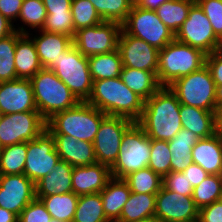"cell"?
Returning <instances> with one entry per match:
<instances>
[{"mask_svg": "<svg viewBox=\"0 0 222 222\" xmlns=\"http://www.w3.org/2000/svg\"><path fill=\"white\" fill-rule=\"evenodd\" d=\"M183 174L187 176L189 184H191L193 188L198 186L205 178L209 176L205 170L195 163L190 164L183 171Z\"/></svg>", "mask_w": 222, "mask_h": 222, "instance_id": "49", "label": "cell"}, {"mask_svg": "<svg viewBox=\"0 0 222 222\" xmlns=\"http://www.w3.org/2000/svg\"><path fill=\"white\" fill-rule=\"evenodd\" d=\"M148 167L162 178L171 172V152L168 141L151 139V156Z\"/></svg>", "mask_w": 222, "mask_h": 222, "instance_id": "40", "label": "cell"}, {"mask_svg": "<svg viewBox=\"0 0 222 222\" xmlns=\"http://www.w3.org/2000/svg\"><path fill=\"white\" fill-rule=\"evenodd\" d=\"M155 216L164 222H198L199 208L192 196L177 194L162 186L156 194Z\"/></svg>", "mask_w": 222, "mask_h": 222, "instance_id": "16", "label": "cell"}, {"mask_svg": "<svg viewBox=\"0 0 222 222\" xmlns=\"http://www.w3.org/2000/svg\"><path fill=\"white\" fill-rule=\"evenodd\" d=\"M198 222H222V201L200 208Z\"/></svg>", "mask_w": 222, "mask_h": 222, "instance_id": "47", "label": "cell"}, {"mask_svg": "<svg viewBox=\"0 0 222 222\" xmlns=\"http://www.w3.org/2000/svg\"><path fill=\"white\" fill-rule=\"evenodd\" d=\"M195 0H169L162 4L156 13L160 20L175 35L188 17V12Z\"/></svg>", "mask_w": 222, "mask_h": 222, "instance_id": "33", "label": "cell"}, {"mask_svg": "<svg viewBox=\"0 0 222 222\" xmlns=\"http://www.w3.org/2000/svg\"><path fill=\"white\" fill-rule=\"evenodd\" d=\"M47 13H72V0H42Z\"/></svg>", "mask_w": 222, "mask_h": 222, "instance_id": "50", "label": "cell"}, {"mask_svg": "<svg viewBox=\"0 0 222 222\" xmlns=\"http://www.w3.org/2000/svg\"><path fill=\"white\" fill-rule=\"evenodd\" d=\"M198 140L194 133L182 128L173 139L168 141L172 172H183L193 163L191 152Z\"/></svg>", "mask_w": 222, "mask_h": 222, "instance_id": "27", "label": "cell"}, {"mask_svg": "<svg viewBox=\"0 0 222 222\" xmlns=\"http://www.w3.org/2000/svg\"><path fill=\"white\" fill-rule=\"evenodd\" d=\"M103 21H114L122 24L131 11L128 0H89Z\"/></svg>", "mask_w": 222, "mask_h": 222, "instance_id": "38", "label": "cell"}, {"mask_svg": "<svg viewBox=\"0 0 222 222\" xmlns=\"http://www.w3.org/2000/svg\"><path fill=\"white\" fill-rule=\"evenodd\" d=\"M73 166L60 160L52 172L39 180L36 184V197L72 192Z\"/></svg>", "mask_w": 222, "mask_h": 222, "instance_id": "22", "label": "cell"}, {"mask_svg": "<svg viewBox=\"0 0 222 222\" xmlns=\"http://www.w3.org/2000/svg\"><path fill=\"white\" fill-rule=\"evenodd\" d=\"M71 12L74 32L103 22L94 5L89 0H72Z\"/></svg>", "mask_w": 222, "mask_h": 222, "instance_id": "39", "label": "cell"}, {"mask_svg": "<svg viewBox=\"0 0 222 222\" xmlns=\"http://www.w3.org/2000/svg\"><path fill=\"white\" fill-rule=\"evenodd\" d=\"M215 120H216V133L222 135V105H220L215 112Z\"/></svg>", "mask_w": 222, "mask_h": 222, "instance_id": "54", "label": "cell"}, {"mask_svg": "<svg viewBox=\"0 0 222 222\" xmlns=\"http://www.w3.org/2000/svg\"><path fill=\"white\" fill-rule=\"evenodd\" d=\"M111 178V169L107 165L95 163L75 166L72 172V192L78 196L100 193Z\"/></svg>", "mask_w": 222, "mask_h": 222, "instance_id": "19", "label": "cell"}, {"mask_svg": "<svg viewBox=\"0 0 222 222\" xmlns=\"http://www.w3.org/2000/svg\"><path fill=\"white\" fill-rule=\"evenodd\" d=\"M215 112L180 104L182 128L191 131L199 139L212 137L216 134Z\"/></svg>", "mask_w": 222, "mask_h": 222, "instance_id": "23", "label": "cell"}, {"mask_svg": "<svg viewBox=\"0 0 222 222\" xmlns=\"http://www.w3.org/2000/svg\"><path fill=\"white\" fill-rule=\"evenodd\" d=\"M22 4L23 0H0V13L12 22L19 17Z\"/></svg>", "mask_w": 222, "mask_h": 222, "instance_id": "48", "label": "cell"}, {"mask_svg": "<svg viewBox=\"0 0 222 222\" xmlns=\"http://www.w3.org/2000/svg\"><path fill=\"white\" fill-rule=\"evenodd\" d=\"M138 222H164L156 216L145 218L144 220H140Z\"/></svg>", "mask_w": 222, "mask_h": 222, "instance_id": "56", "label": "cell"}, {"mask_svg": "<svg viewBox=\"0 0 222 222\" xmlns=\"http://www.w3.org/2000/svg\"><path fill=\"white\" fill-rule=\"evenodd\" d=\"M30 34H23L16 42L15 70L18 79H31L43 67Z\"/></svg>", "mask_w": 222, "mask_h": 222, "instance_id": "26", "label": "cell"}, {"mask_svg": "<svg viewBox=\"0 0 222 222\" xmlns=\"http://www.w3.org/2000/svg\"><path fill=\"white\" fill-rule=\"evenodd\" d=\"M202 50L187 44L171 41L159 51L157 79L161 86H169L176 79L198 71L206 65Z\"/></svg>", "mask_w": 222, "mask_h": 222, "instance_id": "5", "label": "cell"}, {"mask_svg": "<svg viewBox=\"0 0 222 222\" xmlns=\"http://www.w3.org/2000/svg\"><path fill=\"white\" fill-rule=\"evenodd\" d=\"M137 123L150 139L170 141L182 129L180 102L169 86H162L145 101Z\"/></svg>", "mask_w": 222, "mask_h": 222, "instance_id": "1", "label": "cell"}, {"mask_svg": "<svg viewBox=\"0 0 222 222\" xmlns=\"http://www.w3.org/2000/svg\"><path fill=\"white\" fill-rule=\"evenodd\" d=\"M90 105L109 116H120L137 122L145 101L129 89L120 77L93 81Z\"/></svg>", "mask_w": 222, "mask_h": 222, "instance_id": "2", "label": "cell"}, {"mask_svg": "<svg viewBox=\"0 0 222 222\" xmlns=\"http://www.w3.org/2000/svg\"><path fill=\"white\" fill-rule=\"evenodd\" d=\"M134 123L131 119L107 115L101 122L93 141L97 163L111 167L118 156L122 137Z\"/></svg>", "mask_w": 222, "mask_h": 222, "instance_id": "14", "label": "cell"}, {"mask_svg": "<svg viewBox=\"0 0 222 222\" xmlns=\"http://www.w3.org/2000/svg\"><path fill=\"white\" fill-rule=\"evenodd\" d=\"M47 69L52 70L80 102L88 101L93 88L88 59L73 43Z\"/></svg>", "mask_w": 222, "mask_h": 222, "instance_id": "7", "label": "cell"}, {"mask_svg": "<svg viewBox=\"0 0 222 222\" xmlns=\"http://www.w3.org/2000/svg\"><path fill=\"white\" fill-rule=\"evenodd\" d=\"M175 40L211 54L221 49L222 41L215 35L212 24L195 1L188 12L187 19L175 34Z\"/></svg>", "mask_w": 222, "mask_h": 222, "instance_id": "10", "label": "cell"}, {"mask_svg": "<svg viewBox=\"0 0 222 222\" xmlns=\"http://www.w3.org/2000/svg\"><path fill=\"white\" fill-rule=\"evenodd\" d=\"M30 82L37 111L46 121L54 114L72 108L80 102L68 86L47 68H42Z\"/></svg>", "mask_w": 222, "mask_h": 222, "instance_id": "4", "label": "cell"}, {"mask_svg": "<svg viewBox=\"0 0 222 222\" xmlns=\"http://www.w3.org/2000/svg\"><path fill=\"white\" fill-rule=\"evenodd\" d=\"M168 1L169 0H141L137 7L156 11L162 4Z\"/></svg>", "mask_w": 222, "mask_h": 222, "instance_id": "52", "label": "cell"}, {"mask_svg": "<svg viewBox=\"0 0 222 222\" xmlns=\"http://www.w3.org/2000/svg\"><path fill=\"white\" fill-rule=\"evenodd\" d=\"M0 222H18V216L7 209L0 207Z\"/></svg>", "mask_w": 222, "mask_h": 222, "instance_id": "53", "label": "cell"}, {"mask_svg": "<svg viewBox=\"0 0 222 222\" xmlns=\"http://www.w3.org/2000/svg\"><path fill=\"white\" fill-rule=\"evenodd\" d=\"M122 24L103 21L100 24L78 29L72 39L78 51L87 57L113 52L118 47Z\"/></svg>", "mask_w": 222, "mask_h": 222, "instance_id": "12", "label": "cell"}, {"mask_svg": "<svg viewBox=\"0 0 222 222\" xmlns=\"http://www.w3.org/2000/svg\"><path fill=\"white\" fill-rule=\"evenodd\" d=\"M122 30L159 50L175 39V35L163 24L156 11L137 6H132L126 20L122 23Z\"/></svg>", "mask_w": 222, "mask_h": 222, "instance_id": "9", "label": "cell"}, {"mask_svg": "<svg viewBox=\"0 0 222 222\" xmlns=\"http://www.w3.org/2000/svg\"><path fill=\"white\" fill-rule=\"evenodd\" d=\"M16 31L13 23L0 13V39L5 38Z\"/></svg>", "mask_w": 222, "mask_h": 222, "instance_id": "51", "label": "cell"}, {"mask_svg": "<svg viewBox=\"0 0 222 222\" xmlns=\"http://www.w3.org/2000/svg\"><path fill=\"white\" fill-rule=\"evenodd\" d=\"M222 196V176L209 175L198 186L193 188L192 199L200 209L220 200Z\"/></svg>", "mask_w": 222, "mask_h": 222, "instance_id": "37", "label": "cell"}, {"mask_svg": "<svg viewBox=\"0 0 222 222\" xmlns=\"http://www.w3.org/2000/svg\"><path fill=\"white\" fill-rule=\"evenodd\" d=\"M47 129V121L38 111L0 115L2 147L34 140Z\"/></svg>", "mask_w": 222, "mask_h": 222, "instance_id": "11", "label": "cell"}, {"mask_svg": "<svg viewBox=\"0 0 222 222\" xmlns=\"http://www.w3.org/2000/svg\"><path fill=\"white\" fill-rule=\"evenodd\" d=\"M163 187L184 196H192L193 187L183 172H170L163 177Z\"/></svg>", "mask_w": 222, "mask_h": 222, "instance_id": "45", "label": "cell"}, {"mask_svg": "<svg viewBox=\"0 0 222 222\" xmlns=\"http://www.w3.org/2000/svg\"><path fill=\"white\" fill-rule=\"evenodd\" d=\"M42 30L50 33L65 34L73 39L75 32L72 13H47Z\"/></svg>", "mask_w": 222, "mask_h": 222, "instance_id": "42", "label": "cell"}, {"mask_svg": "<svg viewBox=\"0 0 222 222\" xmlns=\"http://www.w3.org/2000/svg\"><path fill=\"white\" fill-rule=\"evenodd\" d=\"M37 111L30 79L0 82V115Z\"/></svg>", "mask_w": 222, "mask_h": 222, "instance_id": "18", "label": "cell"}, {"mask_svg": "<svg viewBox=\"0 0 222 222\" xmlns=\"http://www.w3.org/2000/svg\"><path fill=\"white\" fill-rule=\"evenodd\" d=\"M27 142L3 147L0 152V169L3 175L24 174Z\"/></svg>", "mask_w": 222, "mask_h": 222, "instance_id": "36", "label": "cell"}, {"mask_svg": "<svg viewBox=\"0 0 222 222\" xmlns=\"http://www.w3.org/2000/svg\"><path fill=\"white\" fill-rule=\"evenodd\" d=\"M35 198V183L24 174L3 175L0 183V207L19 217L23 209Z\"/></svg>", "mask_w": 222, "mask_h": 222, "instance_id": "17", "label": "cell"}, {"mask_svg": "<svg viewBox=\"0 0 222 222\" xmlns=\"http://www.w3.org/2000/svg\"><path fill=\"white\" fill-rule=\"evenodd\" d=\"M169 88L176 94L180 104L216 111V86L206 65L176 79Z\"/></svg>", "mask_w": 222, "mask_h": 222, "instance_id": "8", "label": "cell"}, {"mask_svg": "<svg viewBox=\"0 0 222 222\" xmlns=\"http://www.w3.org/2000/svg\"><path fill=\"white\" fill-rule=\"evenodd\" d=\"M206 66L209 68L215 86L222 85V50H215L206 56Z\"/></svg>", "mask_w": 222, "mask_h": 222, "instance_id": "46", "label": "cell"}, {"mask_svg": "<svg viewBox=\"0 0 222 222\" xmlns=\"http://www.w3.org/2000/svg\"><path fill=\"white\" fill-rule=\"evenodd\" d=\"M2 177H3V173H2V171L0 169V183H1Z\"/></svg>", "mask_w": 222, "mask_h": 222, "instance_id": "59", "label": "cell"}, {"mask_svg": "<svg viewBox=\"0 0 222 222\" xmlns=\"http://www.w3.org/2000/svg\"><path fill=\"white\" fill-rule=\"evenodd\" d=\"M156 194L133 193L122 208L120 218L116 222H138L155 216Z\"/></svg>", "mask_w": 222, "mask_h": 222, "instance_id": "29", "label": "cell"}, {"mask_svg": "<svg viewBox=\"0 0 222 222\" xmlns=\"http://www.w3.org/2000/svg\"><path fill=\"white\" fill-rule=\"evenodd\" d=\"M50 222H66V221H62V220L52 218Z\"/></svg>", "mask_w": 222, "mask_h": 222, "instance_id": "58", "label": "cell"}, {"mask_svg": "<svg viewBox=\"0 0 222 222\" xmlns=\"http://www.w3.org/2000/svg\"><path fill=\"white\" fill-rule=\"evenodd\" d=\"M52 216L40 199L35 198L21 212L18 222H50Z\"/></svg>", "mask_w": 222, "mask_h": 222, "instance_id": "44", "label": "cell"}, {"mask_svg": "<svg viewBox=\"0 0 222 222\" xmlns=\"http://www.w3.org/2000/svg\"><path fill=\"white\" fill-rule=\"evenodd\" d=\"M150 156L151 139L134 122L123 134L117 159L110 167L112 177L124 179L130 173L148 167Z\"/></svg>", "mask_w": 222, "mask_h": 222, "instance_id": "6", "label": "cell"}, {"mask_svg": "<svg viewBox=\"0 0 222 222\" xmlns=\"http://www.w3.org/2000/svg\"><path fill=\"white\" fill-rule=\"evenodd\" d=\"M45 205L46 210L54 219L72 222L79 196L73 192L36 197Z\"/></svg>", "mask_w": 222, "mask_h": 222, "instance_id": "32", "label": "cell"}, {"mask_svg": "<svg viewBox=\"0 0 222 222\" xmlns=\"http://www.w3.org/2000/svg\"><path fill=\"white\" fill-rule=\"evenodd\" d=\"M123 67L151 71L157 75L159 49L121 30L117 47Z\"/></svg>", "mask_w": 222, "mask_h": 222, "instance_id": "15", "label": "cell"}, {"mask_svg": "<svg viewBox=\"0 0 222 222\" xmlns=\"http://www.w3.org/2000/svg\"><path fill=\"white\" fill-rule=\"evenodd\" d=\"M193 163L198 164L209 175L222 176V135L214 134L201 138L191 152Z\"/></svg>", "mask_w": 222, "mask_h": 222, "instance_id": "21", "label": "cell"}, {"mask_svg": "<svg viewBox=\"0 0 222 222\" xmlns=\"http://www.w3.org/2000/svg\"><path fill=\"white\" fill-rule=\"evenodd\" d=\"M2 149H3V147H2V145H1V143H0V152H1Z\"/></svg>", "mask_w": 222, "mask_h": 222, "instance_id": "60", "label": "cell"}, {"mask_svg": "<svg viewBox=\"0 0 222 222\" xmlns=\"http://www.w3.org/2000/svg\"><path fill=\"white\" fill-rule=\"evenodd\" d=\"M141 0H128L132 6H137Z\"/></svg>", "mask_w": 222, "mask_h": 222, "instance_id": "57", "label": "cell"}, {"mask_svg": "<svg viewBox=\"0 0 222 222\" xmlns=\"http://www.w3.org/2000/svg\"><path fill=\"white\" fill-rule=\"evenodd\" d=\"M18 29L11 35L0 39V82L18 79L15 70L16 42L23 34H28L25 28Z\"/></svg>", "mask_w": 222, "mask_h": 222, "instance_id": "31", "label": "cell"}, {"mask_svg": "<svg viewBox=\"0 0 222 222\" xmlns=\"http://www.w3.org/2000/svg\"><path fill=\"white\" fill-rule=\"evenodd\" d=\"M55 139V148L60 160L71 166H86L97 163L93 143L76 140L72 136L52 135Z\"/></svg>", "mask_w": 222, "mask_h": 222, "instance_id": "20", "label": "cell"}, {"mask_svg": "<svg viewBox=\"0 0 222 222\" xmlns=\"http://www.w3.org/2000/svg\"><path fill=\"white\" fill-rule=\"evenodd\" d=\"M59 161L55 139L46 129L40 136L27 142L24 175L36 184L52 172Z\"/></svg>", "mask_w": 222, "mask_h": 222, "instance_id": "13", "label": "cell"}, {"mask_svg": "<svg viewBox=\"0 0 222 222\" xmlns=\"http://www.w3.org/2000/svg\"><path fill=\"white\" fill-rule=\"evenodd\" d=\"M120 78L129 89L144 101L148 100L162 87L158 82L156 74L151 71L122 67Z\"/></svg>", "mask_w": 222, "mask_h": 222, "instance_id": "28", "label": "cell"}, {"mask_svg": "<svg viewBox=\"0 0 222 222\" xmlns=\"http://www.w3.org/2000/svg\"><path fill=\"white\" fill-rule=\"evenodd\" d=\"M93 81L120 77L122 60L118 49L87 57Z\"/></svg>", "mask_w": 222, "mask_h": 222, "instance_id": "30", "label": "cell"}, {"mask_svg": "<svg viewBox=\"0 0 222 222\" xmlns=\"http://www.w3.org/2000/svg\"><path fill=\"white\" fill-rule=\"evenodd\" d=\"M222 105V85L216 86V109Z\"/></svg>", "mask_w": 222, "mask_h": 222, "instance_id": "55", "label": "cell"}, {"mask_svg": "<svg viewBox=\"0 0 222 222\" xmlns=\"http://www.w3.org/2000/svg\"><path fill=\"white\" fill-rule=\"evenodd\" d=\"M131 190L124 179L112 177L100 192L102 205L107 219L116 222L121 215L124 204L128 201Z\"/></svg>", "mask_w": 222, "mask_h": 222, "instance_id": "24", "label": "cell"}, {"mask_svg": "<svg viewBox=\"0 0 222 222\" xmlns=\"http://www.w3.org/2000/svg\"><path fill=\"white\" fill-rule=\"evenodd\" d=\"M107 115L88 102L54 114L47 120V130L52 135L72 136L76 140L93 143L102 120Z\"/></svg>", "mask_w": 222, "mask_h": 222, "instance_id": "3", "label": "cell"}, {"mask_svg": "<svg viewBox=\"0 0 222 222\" xmlns=\"http://www.w3.org/2000/svg\"><path fill=\"white\" fill-rule=\"evenodd\" d=\"M72 222H110L105 215L100 193L79 196Z\"/></svg>", "mask_w": 222, "mask_h": 222, "instance_id": "34", "label": "cell"}, {"mask_svg": "<svg viewBox=\"0 0 222 222\" xmlns=\"http://www.w3.org/2000/svg\"><path fill=\"white\" fill-rule=\"evenodd\" d=\"M41 32L42 35L34 37L32 40L41 66L48 68L72 44V38L60 33H50L43 30Z\"/></svg>", "mask_w": 222, "mask_h": 222, "instance_id": "25", "label": "cell"}, {"mask_svg": "<svg viewBox=\"0 0 222 222\" xmlns=\"http://www.w3.org/2000/svg\"><path fill=\"white\" fill-rule=\"evenodd\" d=\"M47 17L46 8L42 0H23L19 19L25 25L32 28H39L42 30Z\"/></svg>", "mask_w": 222, "mask_h": 222, "instance_id": "41", "label": "cell"}, {"mask_svg": "<svg viewBox=\"0 0 222 222\" xmlns=\"http://www.w3.org/2000/svg\"><path fill=\"white\" fill-rule=\"evenodd\" d=\"M206 14L215 35L222 41V0H195Z\"/></svg>", "mask_w": 222, "mask_h": 222, "instance_id": "43", "label": "cell"}, {"mask_svg": "<svg viewBox=\"0 0 222 222\" xmlns=\"http://www.w3.org/2000/svg\"><path fill=\"white\" fill-rule=\"evenodd\" d=\"M124 180L133 193L157 194L163 186V178L149 167L130 173Z\"/></svg>", "mask_w": 222, "mask_h": 222, "instance_id": "35", "label": "cell"}]
</instances>
